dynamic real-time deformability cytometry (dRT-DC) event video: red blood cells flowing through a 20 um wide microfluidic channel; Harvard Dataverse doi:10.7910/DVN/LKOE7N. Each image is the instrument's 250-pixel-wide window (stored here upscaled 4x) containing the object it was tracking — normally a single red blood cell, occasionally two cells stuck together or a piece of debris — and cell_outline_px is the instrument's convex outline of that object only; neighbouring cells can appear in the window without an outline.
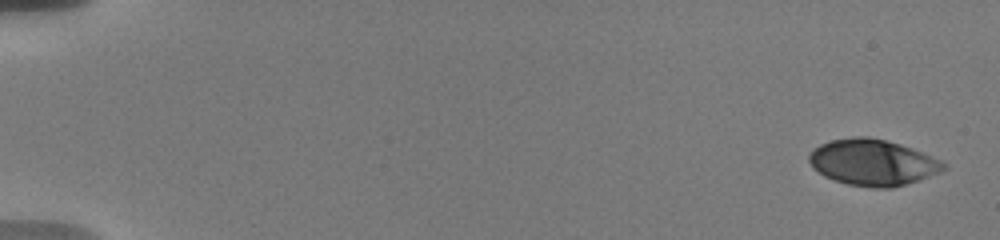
{"species": "human", "species_latin": "Homo sapiens", "temperature_condition": "warm", "stored_images_in_passage": 36, "camera_frame_rate_fps": 3000, "um_per_image_px": 0.085, "donor": {"sex": "male"}, "frame": {"image": 1, "passage_image": 1, "time_ms": 0.0, "image_size_px": [1000, 240], "cell_outline_px": [[948, 168], [940, 172], [920, 180], [892, 188], [872, 188], [848, 184], [824, 176], [812, 168], [808, 160], [808, 156], [820, 144], [832, 140], [856, 136], [868, 136], [900, 144], [940, 160], [948, 164]], "centroid_in_image_um": [74.19, 13.82], "position_along_channel_um": 10.8, "area_um2": 36.07}}
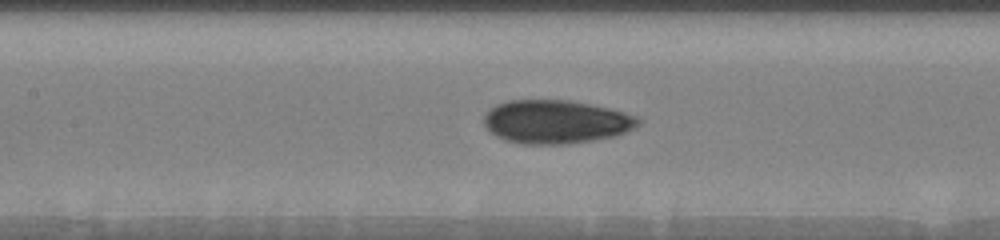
{"frame": {"image": 2, "passage_image": 14, "time_ms": 8.667, "image_size_px": [1000, 240], "cell_outline_px": [[640, 124], [636, 128], [616, 136], [568, 144], [524, 144], [508, 140], [496, 136], [488, 132], [484, 124], [484, 116], [496, 104], [508, 100], [572, 100], [592, 104], [640, 116]], "centroid_in_image_um": [47.29, 10.35], "position_along_channel_um": 160.1, "area_um2": 39.36}}
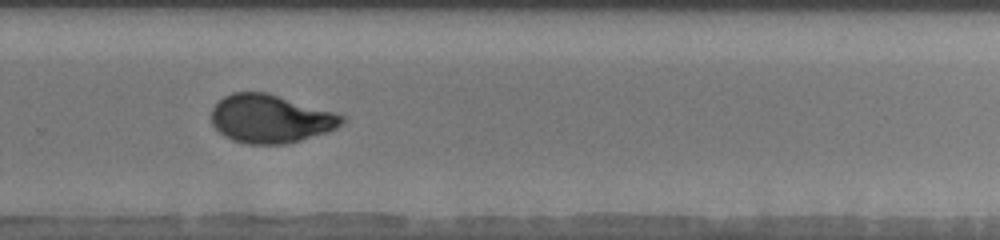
{"frame": {"image": 3, "passage_image": 25, "time_ms": 12.667, "image_size_px": [1000, 240], "cell_outline_px": [[348, 116], [336, 128], [328, 132], [288, 144], [248, 144], [232, 140], [224, 136], [212, 124], [212, 108], [224, 96], [232, 92], [268, 92], [336, 112]], "centroid_in_image_um": [23.02, 10.09], "position_along_channel_um": 306.8, "area_um2": 37.05}, "authors_computed_cell_mechanics": {"area_um2": 36.6741, "velocity_mm_per_s": 3.6812, "shape_relaxation_time_tau1_ms": 6.3263, "shape_relaxation_time_tau2_ms": 0.8512, "deformation_change_tau1": 0.1811, "deformation_change_tau2": 0.0468}}